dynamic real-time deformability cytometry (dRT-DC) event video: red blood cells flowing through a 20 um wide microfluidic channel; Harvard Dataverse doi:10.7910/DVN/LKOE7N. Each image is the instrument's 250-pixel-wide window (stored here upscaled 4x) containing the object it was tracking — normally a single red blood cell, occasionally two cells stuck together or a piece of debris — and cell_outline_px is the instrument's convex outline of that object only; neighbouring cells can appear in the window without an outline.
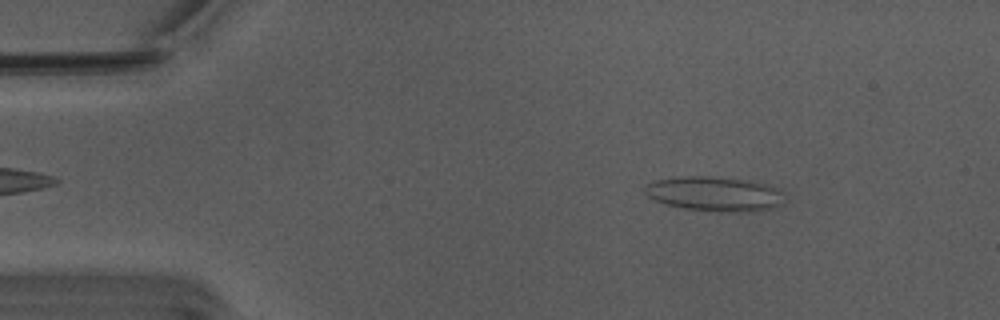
{"species": "Egyptian fruit bat (a non-hibernating species)", "species_latin": "Rousettus aegyptiacus", "temperature_condition": "warm", "stored_images_in_passage": 55, "segment_of_instrument_passage": [1, 2], "camera_frame_rate_fps": 3000, "um_per_image_px": 0.085, "animal": {"sex": "male"}, "frame": {"image": 1, "passage_image": 7, "time_ms": 2.0, "image_size_px": [1000, 320], "cell_outline_px": [[780, 204], [772, 208], [748, 212], [728, 212], [684, 208], [668, 204], [656, 200], [648, 196], [644, 192], [644, 188], [648, 184], [656, 180], [684, 176], [720, 176], [756, 180], [776, 188], [780, 192]], "centroid_in_image_um": [60.74, 16.45], "position_along_channel_um": 24.3, "area_um2": 28.03}}
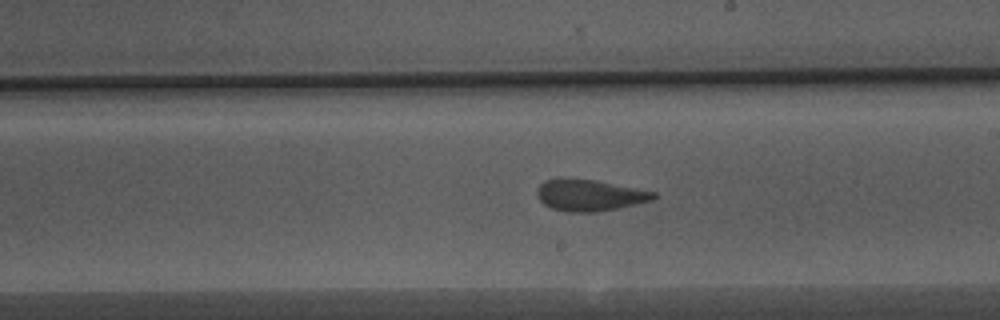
{"frame": {"image": 2, "passage_image": 30, "time_ms": 9.667, "image_size_px": [1000, 320], "cell_outline_px": [[656, 196], [652, 200], [620, 208], [596, 212], [568, 212], [552, 208], [544, 204], [536, 196], [536, 188], [544, 180], [596, 180], [656, 192]], "centroid_in_image_um": [50.12, 16.62], "position_along_channel_um": 238.9, "area_um2": 21.04}}
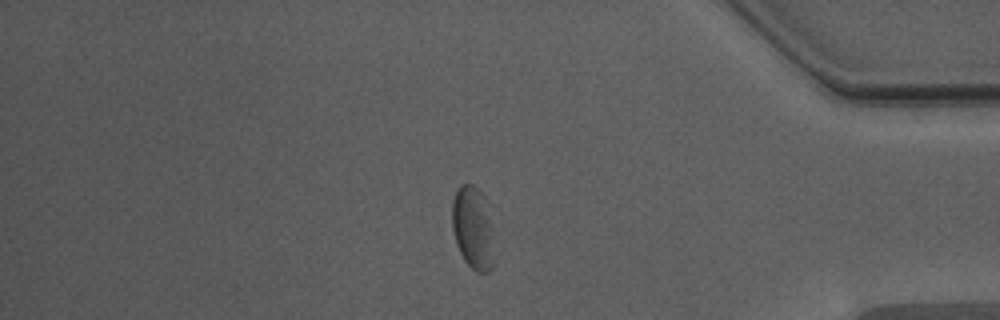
{"frame": {"image": 3, "passage_image": 45, "time_ms": 14.667, "image_size_px": [1000, 320], "cell_outline_px": [[492, 268], [488, 272], [476, 272], [464, 260], [456, 244], [452, 228], [452, 200], [460, 184], [472, 184], [480, 192], [492, 224]], "centroid_in_image_um": [40.16, 19.39], "position_along_channel_um": 395.0, "area_um2": 19.88}}